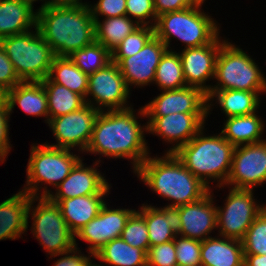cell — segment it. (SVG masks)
I'll return each instance as SVG.
<instances>
[{"mask_svg":"<svg viewBox=\"0 0 266 266\" xmlns=\"http://www.w3.org/2000/svg\"><path fill=\"white\" fill-rule=\"evenodd\" d=\"M36 27L55 56H70L95 41V20L88 6H48L37 13Z\"/></svg>","mask_w":266,"mask_h":266,"instance_id":"1","label":"cell"},{"mask_svg":"<svg viewBox=\"0 0 266 266\" xmlns=\"http://www.w3.org/2000/svg\"><path fill=\"white\" fill-rule=\"evenodd\" d=\"M129 108L100 111L87 151L134 159L135 171L146 159L143 131Z\"/></svg>","mask_w":266,"mask_h":266,"instance_id":"2","label":"cell"},{"mask_svg":"<svg viewBox=\"0 0 266 266\" xmlns=\"http://www.w3.org/2000/svg\"><path fill=\"white\" fill-rule=\"evenodd\" d=\"M165 158H146L136 171L155 192L175 200L176 203L166 208L196 202L209 192L208 186L196 178L174 153H167Z\"/></svg>","mask_w":266,"mask_h":266,"instance_id":"3","label":"cell"},{"mask_svg":"<svg viewBox=\"0 0 266 266\" xmlns=\"http://www.w3.org/2000/svg\"><path fill=\"white\" fill-rule=\"evenodd\" d=\"M234 150L235 146L223 136L199 137L197 135L179 147L174 154L196 178L207 186L208 182L203 179V175L213 178L222 177L223 182L227 181Z\"/></svg>","mask_w":266,"mask_h":266,"instance_id":"4","label":"cell"},{"mask_svg":"<svg viewBox=\"0 0 266 266\" xmlns=\"http://www.w3.org/2000/svg\"><path fill=\"white\" fill-rule=\"evenodd\" d=\"M36 34L26 32L0 39L5 53L21 81L47 78L55 54L36 27Z\"/></svg>","mask_w":266,"mask_h":266,"instance_id":"5","label":"cell"},{"mask_svg":"<svg viewBox=\"0 0 266 266\" xmlns=\"http://www.w3.org/2000/svg\"><path fill=\"white\" fill-rule=\"evenodd\" d=\"M199 5L179 11L168 12L157 17L154 35L168 47L171 35L187 44V48L212 43L217 38V27L206 15L200 13Z\"/></svg>","mask_w":266,"mask_h":266,"instance_id":"6","label":"cell"},{"mask_svg":"<svg viewBox=\"0 0 266 266\" xmlns=\"http://www.w3.org/2000/svg\"><path fill=\"white\" fill-rule=\"evenodd\" d=\"M215 77L222 86L210 90L262 91L266 81L257 65L245 54L228 43L220 47L215 68Z\"/></svg>","mask_w":266,"mask_h":266,"instance_id":"7","label":"cell"},{"mask_svg":"<svg viewBox=\"0 0 266 266\" xmlns=\"http://www.w3.org/2000/svg\"><path fill=\"white\" fill-rule=\"evenodd\" d=\"M33 216L36 237L54 256L76 248L75 235L69 230L58 204L49 197H41Z\"/></svg>","mask_w":266,"mask_h":266,"instance_id":"8","label":"cell"},{"mask_svg":"<svg viewBox=\"0 0 266 266\" xmlns=\"http://www.w3.org/2000/svg\"><path fill=\"white\" fill-rule=\"evenodd\" d=\"M80 159L71 155L69 149L48 146L32 147L27 168L28 184L40 181L59 186ZM31 182V183H30ZM54 182V183H53Z\"/></svg>","mask_w":266,"mask_h":266,"instance_id":"9","label":"cell"},{"mask_svg":"<svg viewBox=\"0 0 266 266\" xmlns=\"http://www.w3.org/2000/svg\"><path fill=\"white\" fill-rule=\"evenodd\" d=\"M252 189L233 188L224 211L217 209V225L225 238L242 240L257 215L264 209L253 204Z\"/></svg>","mask_w":266,"mask_h":266,"instance_id":"10","label":"cell"},{"mask_svg":"<svg viewBox=\"0 0 266 266\" xmlns=\"http://www.w3.org/2000/svg\"><path fill=\"white\" fill-rule=\"evenodd\" d=\"M99 113V108H93L92 105L90 106L86 102V105L79 110L48 119L59 143L58 146H51L69 149L80 144L82 150H86L90 143L94 123Z\"/></svg>","mask_w":266,"mask_h":266,"instance_id":"11","label":"cell"},{"mask_svg":"<svg viewBox=\"0 0 266 266\" xmlns=\"http://www.w3.org/2000/svg\"><path fill=\"white\" fill-rule=\"evenodd\" d=\"M266 181V142L235 147L232 166L226 182L235 183L237 189H252Z\"/></svg>","mask_w":266,"mask_h":266,"instance_id":"12","label":"cell"},{"mask_svg":"<svg viewBox=\"0 0 266 266\" xmlns=\"http://www.w3.org/2000/svg\"><path fill=\"white\" fill-rule=\"evenodd\" d=\"M207 94L198 88L185 86L174 90H165L141 111L143 115L166 116L173 113H207L204 103Z\"/></svg>","mask_w":266,"mask_h":266,"instance_id":"13","label":"cell"},{"mask_svg":"<svg viewBox=\"0 0 266 266\" xmlns=\"http://www.w3.org/2000/svg\"><path fill=\"white\" fill-rule=\"evenodd\" d=\"M133 212L125 209L110 210L104 204L99 214L75 235L92 243L89 249L90 253L95 255L106 243L121 237L125 224Z\"/></svg>","mask_w":266,"mask_h":266,"instance_id":"14","label":"cell"},{"mask_svg":"<svg viewBox=\"0 0 266 266\" xmlns=\"http://www.w3.org/2000/svg\"><path fill=\"white\" fill-rule=\"evenodd\" d=\"M207 193L200 200L174 208L177 234L183 237L203 241L202 235L209 233L217 225V209L211 204ZM201 237V238H199Z\"/></svg>","mask_w":266,"mask_h":266,"instance_id":"15","label":"cell"},{"mask_svg":"<svg viewBox=\"0 0 266 266\" xmlns=\"http://www.w3.org/2000/svg\"><path fill=\"white\" fill-rule=\"evenodd\" d=\"M128 86L118 64L112 60L89 75L87 94H93L99 104L112 110H122L128 96Z\"/></svg>","mask_w":266,"mask_h":266,"instance_id":"16","label":"cell"},{"mask_svg":"<svg viewBox=\"0 0 266 266\" xmlns=\"http://www.w3.org/2000/svg\"><path fill=\"white\" fill-rule=\"evenodd\" d=\"M166 50L165 43L154 35L139 52L125 57L118 66L127 86L154 81L157 66Z\"/></svg>","mask_w":266,"mask_h":266,"instance_id":"17","label":"cell"},{"mask_svg":"<svg viewBox=\"0 0 266 266\" xmlns=\"http://www.w3.org/2000/svg\"><path fill=\"white\" fill-rule=\"evenodd\" d=\"M217 38L210 44L200 47L186 48L180 55L183 76L190 87L209 93L211 87H202V83L210 76L215 75L216 59L222 44ZM216 53V54H215Z\"/></svg>","mask_w":266,"mask_h":266,"instance_id":"18","label":"cell"},{"mask_svg":"<svg viewBox=\"0 0 266 266\" xmlns=\"http://www.w3.org/2000/svg\"><path fill=\"white\" fill-rule=\"evenodd\" d=\"M206 113H173L166 116H153L147 130L153 131L171 140L181 139L168 153H174L179 147L188 143L202 128Z\"/></svg>","mask_w":266,"mask_h":266,"instance_id":"19","label":"cell"},{"mask_svg":"<svg viewBox=\"0 0 266 266\" xmlns=\"http://www.w3.org/2000/svg\"><path fill=\"white\" fill-rule=\"evenodd\" d=\"M94 168H83L81 160L72 168L69 175L61 181L58 188L59 193L54 197L49 192L42 197H49L53 202L58 203L62 199L74 198L78 196L105 194L108 191V184Z\"/></svg>","mask_w":266,"mask_h":266,"instance_id":"20","label":"cell"},{"mask_svg":"<svg viewBox=\"0 0 266 266\" xmlns=\"http://www.w3.org/2000/svg\"><path fill=\"white\" fill-rule=\"evenodd\" d=\"M36 188L19 192L0 204V240L15 239L27 229L28 214Z\"/></svg>","mask_w":266,"mask_h":266,"instance_id":"21","label":"cell"},{"mask_svg":"<svg viewBox=\"0 0 266 266\" xmlns=\"http://www.w3.org/2000/svg\"><path fill=\"white\" fill-rule=\"evenodd\" d=\"M105 194H94L62 199L57 204L69 230L75 235L79 229L96 217L105 202Z\"/></svg>","mask_w":266,"mask_h":266,"instance_id":"22","label":"cell"},{"mask_svg":"<svg viewBox=\"0 0 266 266\" xmlns=\"http://www.w3.org/2000/svg\"><path fill=\"white\" fill-rule=\"evenodd\" d=\"M227 240L230 242L208 237L201 241V266H244L242 241Z\"/></svg>","mask_w":266,"mask_h":266,"instance_id":"23","label":"cell"},{"mask_svg":"<svg viewBox=\"0 0 266 266\" xmlns=\"http://www.w3.org/2000/svg\"><path fill=\"white\" fill-rule=\"evenodd\" d=\"M37 22V14L20 0L0 2V39L28 32L27 29Z\"/></svg>","mask_w":266,"mask_h":266,"instance_id":"24","label":"cell"},{"mask_svg":"<svg viewBox=\"0 0 266 266\" xmlns=\"http://www.w3.org/2000/svg\"><path fill=\"white\" fill-rule=\"evenodd\" d=\"M10 110L17 102L19 106L31 115H46L48 113L47 95L42 81H21L6 92Z\"/></svg>","mask_w":266,"mask_h":266,"instance_id":"25","label":"cell"},{"mask_svg":"<svg viewBox=\"0 0 266 266\" xmlns=\"http://www.w3.org/2000/svg\"><path fill=\"white\" fill-rule=\"evenodd\" d=\"M140 213L147 225L150 246H156L175 239L177 234L176 216L171 208L155 209L153 207H143Z\"/></svg>","mask_w":266,"mask_h":266,"instance_id":"26","label":"cell"},{"mask_svg":"<svg viewBox=\"0 0 266 266\" xmlns=\"http://www.w3.org/2000/svg\"><path fill=\"white\" fill-rule=\"evenodd\" d=\"M94 256L115 266H147V253L121 237L106 243Z\"/></svg>","mask_w":266,"mask_h":266,"instance_id":"27","label":"cell"},{"mask_svg":"<svg viewBox=\"0 0 266 266\" xmlns=\"http://www.w3.org/2000/svg\"><path fill=\"white\" fill-rule=\"evenodd\" d=\"M55 71L57 76L53 79ZM47 77L83 97L87 95L89 75L78 68L68 56H55Z\"/></svg>","mask_w":266,"mask_h":266,"instance_id":"28","label":"cell"},{"mask_svg":"<svg viewBox=\"0 0 266 266\" xmlns=\"http://www.w3.org/2000/svg\"><path fill=\"white\" fill-rule=\"evenodd\" d=\"M42 84L46 91L48 113L52 114L51 118L74 112L86 105L82 95L71 91L65 86L54 83L48 77L42 81Z\"/></svg>","mask_w":266,"mask_h":266,"instance_id":"29","label":"cell"},{"mask_svg":"<svg viewBox=\"0 0 266 266\" xmlns=\"http://www.w3.org/2000/svg\"><path fill=\"white\" fill-rule=\"evenodd\" d=\"M263 130V125L255 113L244 116L229 117L224 130L223 137L233 146H240L242 143L252 144L261 142L259 135Z\"/></svg>","mask_w":266,"mask_h":266,"instance_id":"30","label":"cell"},{"mask_svg":"<svg viewBox=\"0 0 266 266\" xmlns=\"http://www.w3.org/2000/svg\"><path fill=\"white\" fill-rule=\"evenodd\" d=\"M217 92V93H216ZM259 91L245 90H210L208 100L214 95L218 96L219 103L228 117L253 114L258 106Z\"/></svg>","mask_w":266,"mask_h":266,"instance_id":"31","label":"cell"},{"mask_svg":"<svg viewBox=\"0 0 266 266\" xmlns=\"http://www.w3.org/2000/svg\"><path fill=\"white\" fill-rule=\"evenodd\" d=\"M134 26L132 20L126 15L107 18L103 24L98 19L95 21V41L102 44L110 53L139 27V22Z\"/></svg>","mask_w":266,"mask_h":266,"instance_id":"32","label":"cell"},{"mask_svg":"<svg viewBox=\"0 0 266 266\" xmlns=\"http://www.w3.org/2000/svg\"><path fill=\"white\" fill-rule=\"evenodd\" d=\"M164 90H174L185 87L182 61L179 54L168 50L162 55L155 73V80Z\"/></svg>","mask_w":266,"mask_h":266,"instance_id":"33","label":"cell"},{"mask_svg":"<svg viewBox=\"0 0 266 266\" xmlns=\"http://www.w3.org/2000/svg\"><path fill=\"white\" fill-rule=\"evenodd\" d=\"M68 57L87 75L93 74L111 61V53L96 41L74 51Z\"/></svg>","mask_w":266,"mask_h":266,"instance_id":"34","label":"cell"},{"mask_svg":"<svg viewBox=\"0 0 266 266\" xmlns=\"http://www.w3.org/2000/svg\"><path fill=\"white\" fill-rule=\"evenodd\" d=\"M154 36V26L143 25L126 36L123 41L111 52V60L119 64L125 57L135 55Z\"/></svg>","mask_w":266,"mask_h":266,"instance_id":"35","label":"cell"},{"mask_svg":"<svg viewBox=\"0 0 266 266\" xmlns=\"http://www.w3.org/2000/svg\"><path fill=\"white\" fill-rule=\"evenodd\" d=\"M241 241L244 254L266 255V207L257 215Z\"/></svg>","mask_w":266,"mask_h":266,"instance_id":"36","label":"cell"},{"mask_svg":"<svg viewBox=\"0 0 266 266\" xmlns=\"http://www.w3.org/2000/svg\"><path fill=\"white\" fill-rule=\"evenodd\" d=\"M121 238L132 247L143 249L148 253L150 247L148 229L145 219L140 213L134 211L130 215L122 231Z\"/></svg>","mask_w":266,"mask_h":266,"instance_id":"37","label":"cell"},{"mask_svg":"<svg viewBox=\"0 0 266 266\" xmlns=\"http://www.w3.org/2000/svg\"><path fill=\"white\" fill-rule=\"evenodd\" d=\"M177 265L201 266V241L186 237L174 239Z\"/></svg>","mask_w":266,"mask_h":266,"instance_id":"38","label":"cell"},{"mask_svg":"<svg viewBox=\"0 0 266 266\" xmlns=\"http://www.w3.org/2000/svg\"><path fill=\"white\" fill-rule=\"evenodd\" d=\"M147 266H177L174 240L150 246L147 253Z\"/></svg>","mask_w":266,"mask_h":266,"instance_id":"39","label":"cell"},{"mask_svg":"<svg viewBox=\"0 0 266 266\" xmlns=\"http://www.w3.org/2000/svg\"><path fill=\"white\" fill-rule=\"evenodd\" d=\"M20 82L13 64L0 43V87L7 92Z\"/></svg>","mask_w":266,"mask_h":266,"instance_id":"40","label":"cell"},{"mask_svg":"<svg viewBox=\"0 0 266 266\" xmlns=\"http://www.w3.org/2000/svg\"><path fill=\"white\" fill-rule=\"evenodd\" d=\"M96 13L106 15L107 18L126 15V0H99V3L92 9L91 14L96 21Z\"/></svg>","mask_w":266,"mask_h":266,"instance_id":"41","label":"cell"},{"mask_svg":"<svg viewBox=\"0 0 266 266\" xmlns=\"http://www.w3.org/2000/svg\"><path fill=\"white\" fill-rule=\"evenodd\" d=\"M132 15L137 19H146L153 15L157 20L156 12L154 9V0H126V15Z\"/></svg>","mask_w":266,"mask_h":266,"instance_id":"42","label":"cell"},{"mask_svg":"<svg viewBox=\"0 0 266 266\" xmlns=\"http://www.w3.org/2000/svg\"><path fill=\"white\" fill-rule=\"evenodd\" d=\"M10 108L7 99L0 102V156L1 158L8 153V125L7 116L10 113Z\"/></svg>","mask_w":266,"mask_h":266,"instance_id":"43","label":"cell"},{"mask_svg":"<svg viewBox=\"0 0 266 266\" xmlns=\"http://www.w3.org/2000/svg\"><path fill=\"white\" fill-rule=\"evenodd\" d=\"M192 0H154L156 16L194 6Z\"/></svg>","mask_w":266,"mask_h":266,"instance_id":"44","label":"cell"},{"mask_svg":"<svg viewBox=\"0 0 266 266\" xmlns=\"http://www.w3.org/2000/svg\"><path fill=\"white\" fill-rule=\"evenodd\" d=\"M89 258L82 256H65L55 263V266H94L89 262Z\"/></svg>","mask_w":266,"mask_h":266,"instance_id":"45","label":"cell"},{"mask_svg":"<svg viewBox=\"0 0 266 266\" xmlns=\"http://www.w3.org/2000/svg\"><path fill=\"white\" fill-rule=\"evenodd\" d=\"M244 266H266V255L244 254Z\"/></svg>","mask_w":266,"mask_h":266,"instance_id":"46","label":"cell"},{"mask_svg":"<svg viewBox=\"0 0 266 266\" xmlns=\"http://www.w3.org/2000/svg\"><path fill=\"white\" fill-rule=\"evenodd\" d=\"M48 6H87V5H82V3H79L78 0H52L49 1L47 3H45L44 5H42L40 10L45 9Z\"/></svg>","mask_w":266,"mask_h":266,"instance_id":"47","label":"cell"},{"mask_svg":"<svg viewBox=\"0 0 266 266\" xmlns=\"http://www.w3.org/2000/svg\"><path fill=\"white\" fill-rule=\"evenodd\" d=\"M6 99V91L0 87V102Z\"/></svg>","mask_w":266,"mask_h":266,"instance_id":"48","label":"cell"},{"mask_svg":"<svg viewBox=\"0 0 266 266\" xmlns=\"http://www.w3.org/2000/svg\"><path fill=\"white\" fill-rule=\"evenodd\" d=\"M21 2L25 3V4H28L31 8H32V2L34 0H20Z\"/></svg>","mask_w":266,"mask_h":266,"instance_id":"49","label":"cell"},{"mask_svg":"<svg viewBox=\"0 0 266 266\" xmlns=\"http://www.w3.org/2000/svg\"><path fill=\"white\" fill-rule=\"evenodd\" d=\"M195 4L197 5H201V3H203L202 1L204 0H192Z\"/></svg>","mask_w":266,"mask_h":266,"instance_id":"50","label":"cell"}]
</instances>
